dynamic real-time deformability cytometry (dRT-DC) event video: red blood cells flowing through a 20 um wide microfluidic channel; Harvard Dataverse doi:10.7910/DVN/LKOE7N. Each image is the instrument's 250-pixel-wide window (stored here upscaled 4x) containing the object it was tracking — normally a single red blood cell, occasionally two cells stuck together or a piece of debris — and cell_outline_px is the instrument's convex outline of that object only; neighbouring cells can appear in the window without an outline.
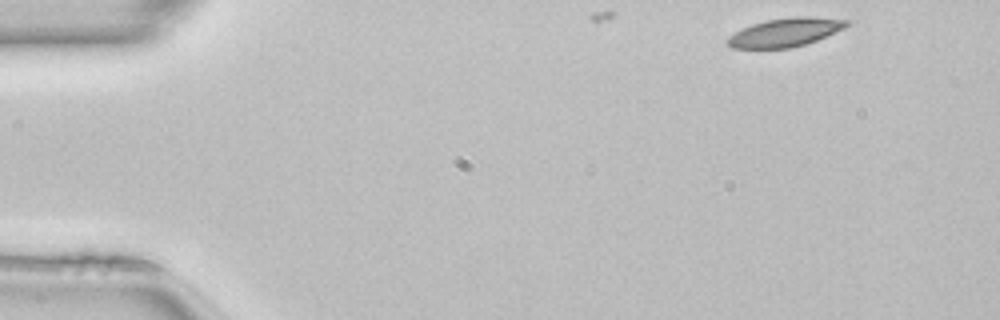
{"species": "common noctule bat (a hibernating species)", "species_latin": "Nyctalus noctula", "temperature_condition": "room temperature", "stored_images_in_passage": 7, "camera_frame_rate_fps": 3000, "um_per_image_px": 0.085, "animal": {"sex": "female", "body_mass_g": 22.7, "forearm_length_mm": 54.2}, "frame": {"image": 1, "passage_image": 1, "time_ms": 0.0, "image_size_px": [1000, 320], "cell_outline_px": [[852, 20], [844, 28], [816, 40], [792, 48], [732, 48], [724, 44], [724, 40], [728, 36], [752, 24], [768, 20], [796, 16], [804, 16]], "centroid_in_image_um": [66.71, 2.76], "position_along_channel_um": 18.3, "area_um2": 19.71}}